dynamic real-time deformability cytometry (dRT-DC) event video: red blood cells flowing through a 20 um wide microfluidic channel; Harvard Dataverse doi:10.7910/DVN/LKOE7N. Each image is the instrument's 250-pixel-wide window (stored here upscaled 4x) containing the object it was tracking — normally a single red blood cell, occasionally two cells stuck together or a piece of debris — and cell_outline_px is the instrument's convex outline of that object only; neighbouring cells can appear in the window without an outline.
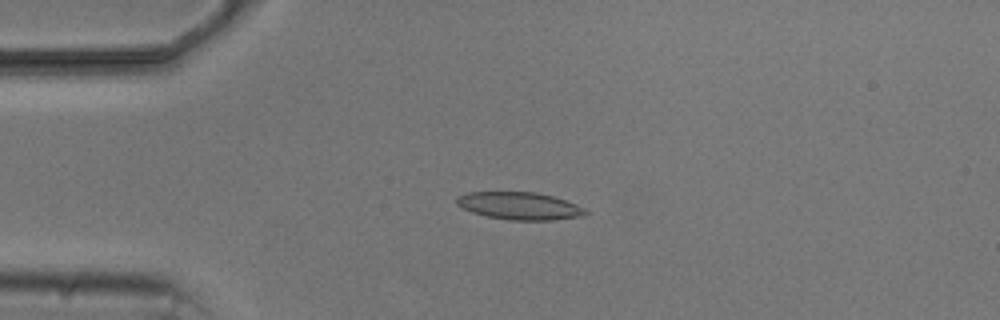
{"species": "common noctule bat (a hibernating species)", "species_latin": "Nyctalus noctula", "temperature_condition": "cold", "stored_images_in_passage": 7, "camera_frame_rate_fps": 3000, "um_per_image_px": 0.085, "animal": {"sex": "male", "body_mass_g": 20.5, "forearm_length_mm": 52.5}, "frame": {"image": 1, "passage_image": 4, "time_ms": 4.0, "image_size_px": [1000, 320], "cell_outline_px": [[588, 212], [580, 216], [552, 220], [508, 220], [488, 216], [472, 212], [460, 208], [456, 204], [456, 196], [468, 192], [536, 192], [552, 196], [576, 204], [584, 208]], "centroid_in_image_um": [44.1, 17.49], "position_along_channel_um": 40.9, "area_um2": 20.58}}
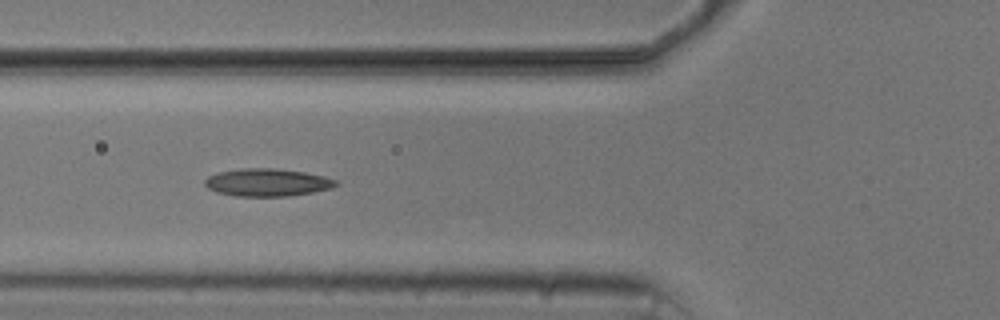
{"frame": {"image": 2, "passage_image": 6, "time_ms": 6.333, "image_size_px": [1000, 320], "cell_outline_px": [[340, 184], [332, 188], [312, 192], [288, 196], [236, 196], [216, 192], [208, 188], [204, 184], [204, 180], [208, 176], [220, 172], [240, 168], [276, 168], [304, 172], [324, 176], [336, 180]], "centroid_in_image_um": [22.72, 15.5], "position_along_channel_um": 103.1, "area_um2": 21.15}}
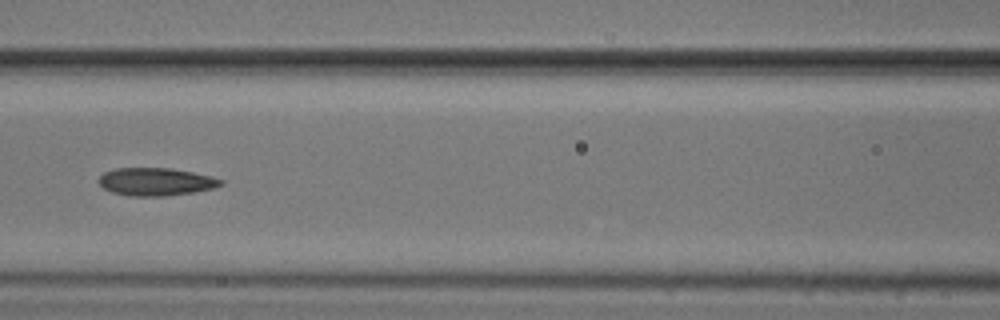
{"frame": {"image": 3, "passage_image": 7, "time_ms": 7.667, "image_size_px": [1000, 320], "cell_outline_px": [[224, 184], [216, 188], [192, 192], [164, 196], [128, 196], [112, 192], [104, 188], [96, 180], [104, 172], [116, 168], [168, 168], [192, 172], [212, 176], [224, 180]], "centroid_in_image_um": [13.26, 15.45], "position_along_channel_um": 153.3, "area_um2": 19.88}}